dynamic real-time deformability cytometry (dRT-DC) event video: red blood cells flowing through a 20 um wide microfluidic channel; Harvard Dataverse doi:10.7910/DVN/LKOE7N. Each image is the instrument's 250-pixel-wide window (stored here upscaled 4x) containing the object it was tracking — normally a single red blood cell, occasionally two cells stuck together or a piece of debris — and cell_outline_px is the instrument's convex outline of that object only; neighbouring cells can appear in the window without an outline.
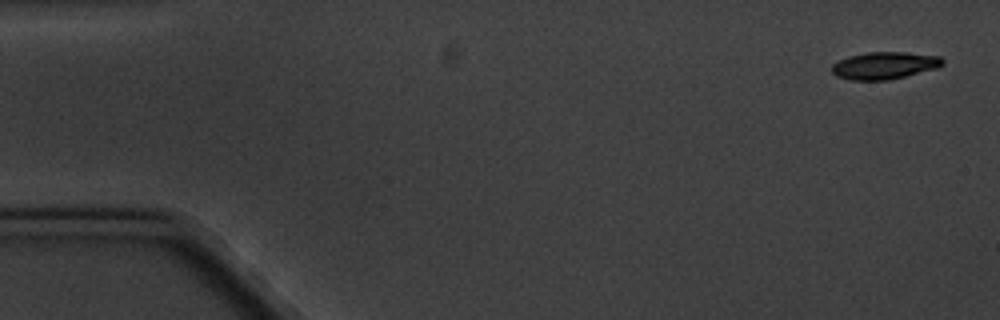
{"species": "common noctule bat (a hibernating species)", "species_latin": "Nyctalus noctula", "temperature_condition": "cold", "stored_images_in_passage": 3, "camera_frame_rate_fps": 3000, "um_per_image_px": 0.085, "animal": {"sex": "male", "body_mass_g": 20.1, "forearm_length_mm": 53.5}, "frame": {"image": 1, "passage_image": 1, "time_ms": 0.0, "image_size_px": [1000, 320], "cell_outline_px": [[944, 64], [936, 68], [888, 80], [848, 80], [836, 76], [832, 72], [832, 64], [836, 60], [848, 56], [868, 52], [908, 52], [940, 56], [944, 60]], "centroid_in_image_um": [75.14, 5.56], "position_along_channel_um": 9.9, "area_um2": 17.69}}